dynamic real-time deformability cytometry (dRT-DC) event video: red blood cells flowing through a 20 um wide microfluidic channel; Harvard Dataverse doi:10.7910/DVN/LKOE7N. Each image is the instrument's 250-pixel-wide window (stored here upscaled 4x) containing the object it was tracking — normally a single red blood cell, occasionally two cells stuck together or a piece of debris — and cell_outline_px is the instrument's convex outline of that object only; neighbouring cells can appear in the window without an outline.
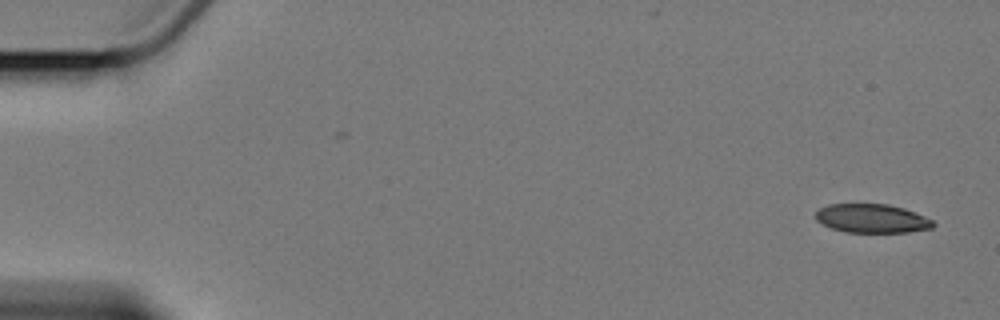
{"species": "Egyptian fruit bat (a non-hibernating species)", "species_latin": "Rousettus aegyptiacus", "temperature_condition": "cold", "stored_images_in_passage": 3, "camera_frame_rate_fps": 3000, "um_per_image_px": 0.085, "animal": {"sex": "female"}, "frame": {"image": 1, "passage_image": 1, "time_ms": 0.0, "image_size_px": [1000, 320], "cell_outline_px": [[936, 224], [932, 228], [908, 232], [844, 232], [832, 228], [816, 220], [816, 212], [820, 208], [828, 204], [888, 204], [904, 208], [924, 216], [932, 220]], "centroid_in_image_um": [74.12, 18.57], "position_along_channel_um": 10.9, "area_um2": 19.65}}
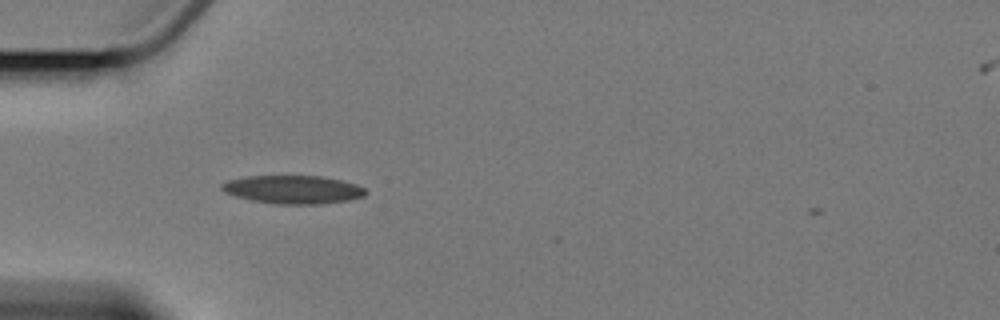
{"frame": {"image": 2, "passage_image": 3, "time_ms": 5.333, "image_size_px": [1000, 320], "cell_outline_px": [[368, 192], [364, 196], [348, 200], [320, 204], [276, 204], [252, 200], [236, 196], [224, 192], [220, 188], [220, 184], [228, 180], [248, 176], [320, 176], [340, 180], [356, 184], [364, 188]], "centroid_in_image_um": [24.9, 16.11], "position_along_channel_um": 60.1, "area_um2": 23.64}}